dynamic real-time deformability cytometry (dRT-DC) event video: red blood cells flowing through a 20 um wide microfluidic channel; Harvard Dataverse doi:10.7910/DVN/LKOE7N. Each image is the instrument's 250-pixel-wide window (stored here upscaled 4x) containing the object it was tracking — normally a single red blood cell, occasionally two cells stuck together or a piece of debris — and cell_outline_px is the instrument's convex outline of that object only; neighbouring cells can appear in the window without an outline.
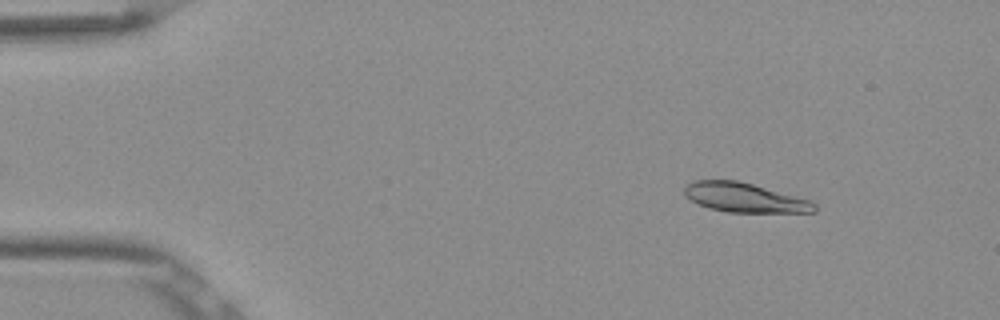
{"species": "Egyptian fruit bat (a non-hibernating species)", "species_latin": "Rousettus aegyptiacus", "temperature_condition": "room temperature", "stored_images_in_passage": 48, "camera_frame_rate_fps": 3000, "um_per_image_px": 0.085, "frame": {"image": 1, "passage_image": 5, "time_ms": 1.333, "image_size_px": [1000, 320], "cell_outline_px": [[816, 212], [728, 212], [708, 208], [684, 196], [684, 188], [692, 180], [736, 180], [752, 184], [808, 200], [816, 204]], "centroid_in_image_um": [63.24, 16.79], "position_along_channel_um": 21.8, "area_um2": 21.91}}
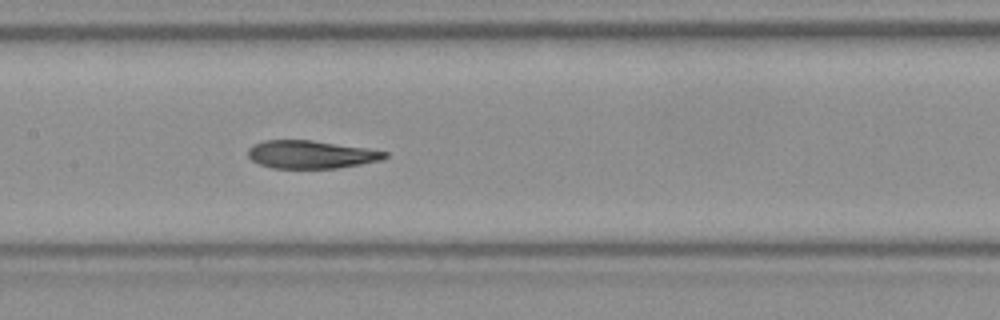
{"frame": {"image": 2, "passage_image": 24, "time_ms": 7.667, "image_size_px": [1000, 320], "cell_outline_px": [[388, 156], [384, 160], [336, 168], [272, 168], [260, 164], [252, 160], [248, 156], [248, 148], [252, 144], [264, 140], [312, 140], [364, 148], [388, 152]], "centroid_in_image_um": [26.42, 13.13], "position_along_channel_um": 181.0, "area_um2": 22.25}}
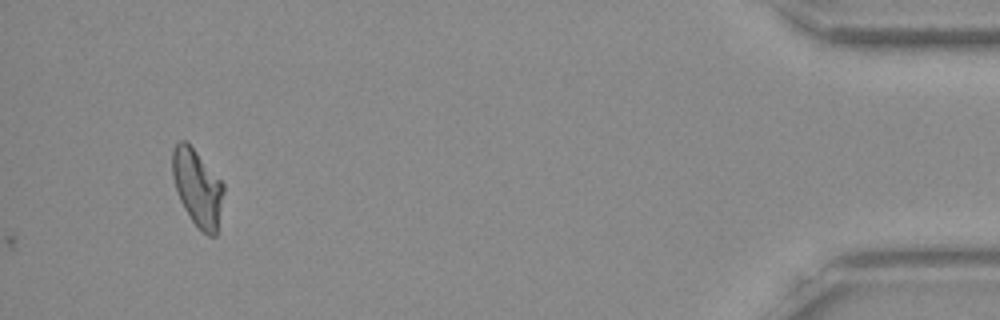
{"frame": {"image": 3, "passage_image": 48, "time_ms": 15.667, "image_size_px": [1000, 320], "cell_outline_px": [[224, 192], [216, 236], [208, 236], [200, 232], [184, 208], [176, 192], [172, 176], [172, 148], [180, 140], [184, 140], [196, 152], [224, 184]], "centroid_in_image_um": [16.77, 15.99], "position_along_channel_um": 418.4, "area_um2": 22.83}, "authors_computed_cell_mechanics": {"area_um2": 22.9177, "velocity_mm_per_s": 3.8675, "shape_relaxation_time_tau1_ms": 7.206, "shape_relaxation_time_tau2_ms": 2.349, "deformation_change_tau1": 0.2366, "deformation_change_tau2": 0.0859}}